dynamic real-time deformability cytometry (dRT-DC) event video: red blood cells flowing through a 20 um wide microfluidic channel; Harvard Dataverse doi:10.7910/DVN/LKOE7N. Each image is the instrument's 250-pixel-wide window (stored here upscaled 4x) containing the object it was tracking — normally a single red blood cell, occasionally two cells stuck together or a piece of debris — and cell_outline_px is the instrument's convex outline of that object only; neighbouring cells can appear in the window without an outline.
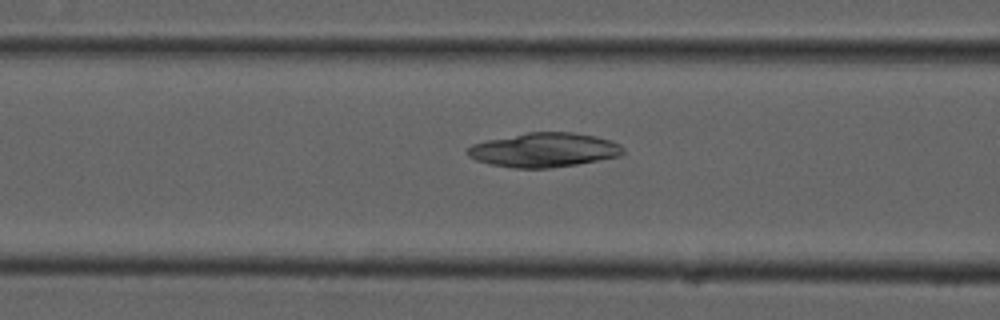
{"species": "common noctule bat (a hibernating species)", "species_latin": "Nyctalus noctula", "temperature_condition": "cold", "stored_images_in_passage": 17, "camera_frame_rate_fps": 3000, "um_per_image_px": 0.085, "animal": {"sex": "male", "forearm_length_mm": 52.5}, "frame": {"image": 1, "passage_image": 15, "time_ms": 4.667, "image_size_px": [1000, 320], "cell_outline_px": [[624, 152], [620, 156], [576, 164], [548, 168], [512, 168], [492, 164], [476, 160], [468, 156], [468, 148], [472, 144], [488, 140], [528, 132], [572, 132], [596, 136], [612, 140], [620, 144], [624, 148]], "centroid_in_image_um": [46.28, 12.74], "position_along_channel_um": 120.3, "area_um2": 30.92}}